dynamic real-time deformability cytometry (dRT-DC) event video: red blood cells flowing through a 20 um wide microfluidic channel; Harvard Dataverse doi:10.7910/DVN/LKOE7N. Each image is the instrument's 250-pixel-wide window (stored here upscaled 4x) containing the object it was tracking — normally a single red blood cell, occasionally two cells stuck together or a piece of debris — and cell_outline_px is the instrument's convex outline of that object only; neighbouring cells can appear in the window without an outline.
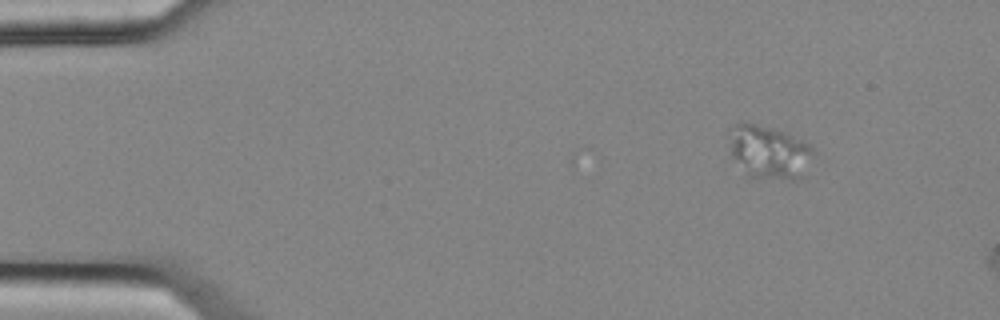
{"species": "common noctule bat (a hibernating species)", "species_latin": "Nyctalus noctula", "temperature_condition": "cold", "stored_images_in_passage": 3, "segment_of_instrument_passage": [1, 2], "camera_frame_rate_fps": 3000, "um_per_image_px": 0.085, "animal": {"sex": "female", "body_mass_g": 25.1}, "frame": {"image": 1, "passage_image": 1, "time_ms": 0.0, "image_size_px": [1000, 320], "cell_outline_px": [[812, 152], [804, 176], [800, 180], [792, 180], [748, 176], [732, 156], [728, 128], [744, 120], [772, 128], [784, 132], [808, 144], [812, 148]], "centroid_in_image_um": [65.33, 12.91], "position_along_channel_um": 19.7, "area_um2": 26.07}}